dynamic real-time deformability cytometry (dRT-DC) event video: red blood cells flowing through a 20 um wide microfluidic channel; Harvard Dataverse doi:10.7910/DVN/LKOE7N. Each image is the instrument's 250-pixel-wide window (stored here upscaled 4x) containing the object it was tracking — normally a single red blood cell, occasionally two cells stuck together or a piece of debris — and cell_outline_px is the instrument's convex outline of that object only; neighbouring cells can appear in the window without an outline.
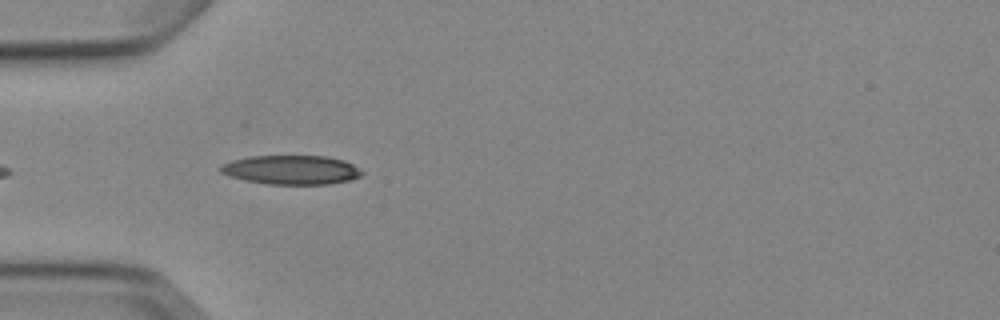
{"species": "Egyptian fruit bat (a non-hibernating species)", "species_latin": "Rousettus aegyptiacus", "temperature_condition": "cold", "stored_images_in_passage": 6, "camera_frame_rate_fps": 3000, "um_per_image_px": 0.085, "animal": {"sex": "female"}, "frame": {"image": 1, "passage_image": 5, "time_ms": 4.667, "image_size_px": [1000, 320], "cell_outline_px": [[364, 172], [360, 176], [348, 180], [328, 184], [268, 184], [244, 180], [228, 176], [220, 172], [220, 164], [232, 160], [248, 156], [328, 156], [344, 160], [352, 164]], "centroid_in_image_um": [24.73, 14.43], "position_along_channel_um": 60.3, "area_um2": 24.04}}
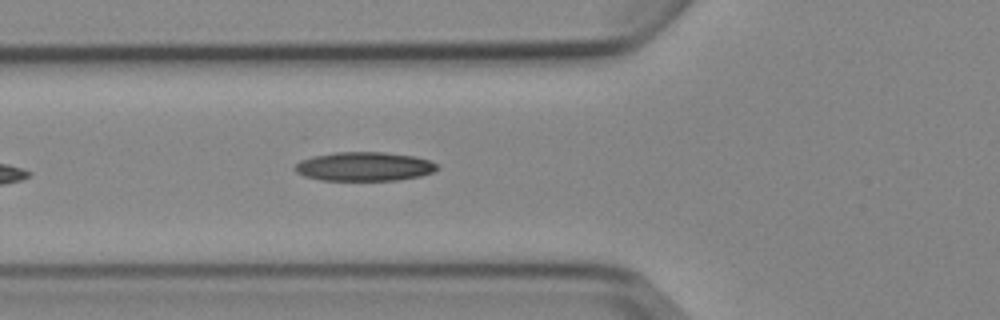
{"frame": {"image": 2, "passage_image": 6, "time_ms": 5.667, "image_size_px": [1000, 320], "cell_outline_px": [[440, 168], [436, 172], [420, 176], [396, 180], [320, 180], [304, 176], [296, 172], [292, 168], [300, 160], [312, 156], [336, 152], [384, 152], [412, 156], [428, 160], [436, 164]], "centroid_in_image_um": [30.94, 14.15], "position_along_channel_um": 94.9, "area_um2": 24.1}}